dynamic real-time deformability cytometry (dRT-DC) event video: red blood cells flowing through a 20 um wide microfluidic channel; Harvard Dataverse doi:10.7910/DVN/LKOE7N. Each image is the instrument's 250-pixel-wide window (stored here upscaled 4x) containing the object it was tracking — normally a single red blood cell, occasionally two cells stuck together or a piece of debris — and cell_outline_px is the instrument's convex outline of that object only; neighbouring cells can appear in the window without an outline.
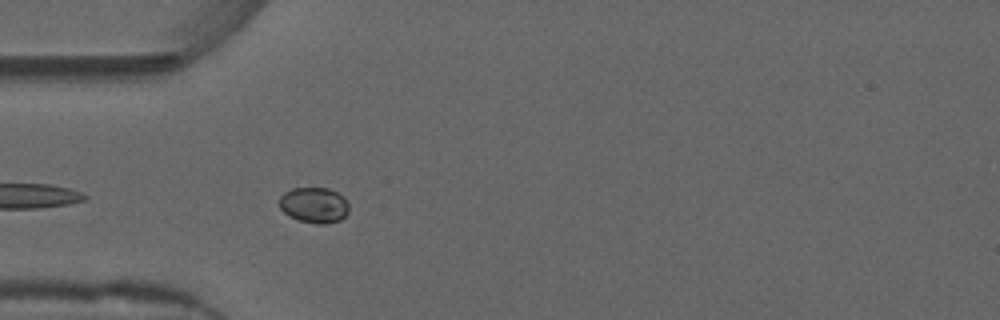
{"species": "common noctule bat (a hibernating species)", "species_latin": "Nyctalus noctula", "temperature_condition": "warm", "stored_images_in_passage": 11, "camera_frame_rate_fps": 3000, "um_per_image_px": 0.085, "animal": {"sex": "male", "forearm_length_mm": 52.5}, "frame": {"image": 1, "passage_image": 5, "time_ms": 1.333, "image_size_px": [1000, 320], "cell_outline_px": [[348, 212], [340, 220], [324, 224], [316, 224], [300, 220], [288, 216], [280, 208], [280, 196], [284, 192], [292, 188], [328, 188], [344, 196], [348, 204]], "centroid_in_image_um": [26.7, 17.43], "position_along_channel_um": 58.3, "area_um2": 14.45}}
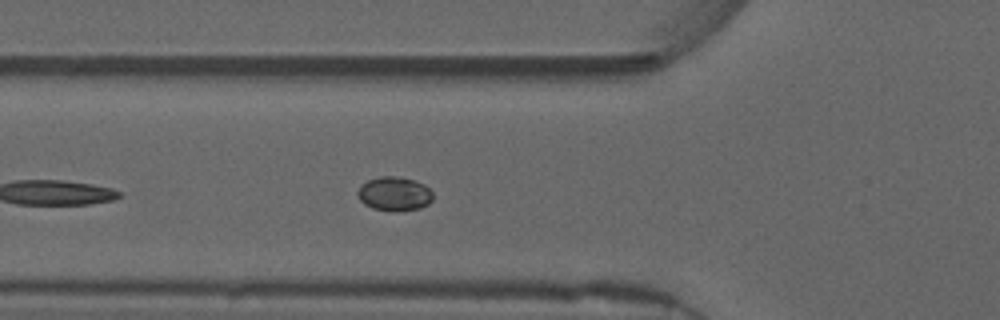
{"frame": {"image": 2, "passage_image": 8, "time_ms": 2.333, "image_size_px": [1000, 320], "cell_outline_px": [[432, 200], [428, 204], [420, 208], [372, 208], [364, 204], [360, 200], [356, 192], [368, 180], [380, 176], [396, 176], [416, 180], [424, 184], [432, 192]], "centroid_in_image_um": [33.53, 16.41], "position_along_channel_um": 92.3, "area_um2": 14.28}}